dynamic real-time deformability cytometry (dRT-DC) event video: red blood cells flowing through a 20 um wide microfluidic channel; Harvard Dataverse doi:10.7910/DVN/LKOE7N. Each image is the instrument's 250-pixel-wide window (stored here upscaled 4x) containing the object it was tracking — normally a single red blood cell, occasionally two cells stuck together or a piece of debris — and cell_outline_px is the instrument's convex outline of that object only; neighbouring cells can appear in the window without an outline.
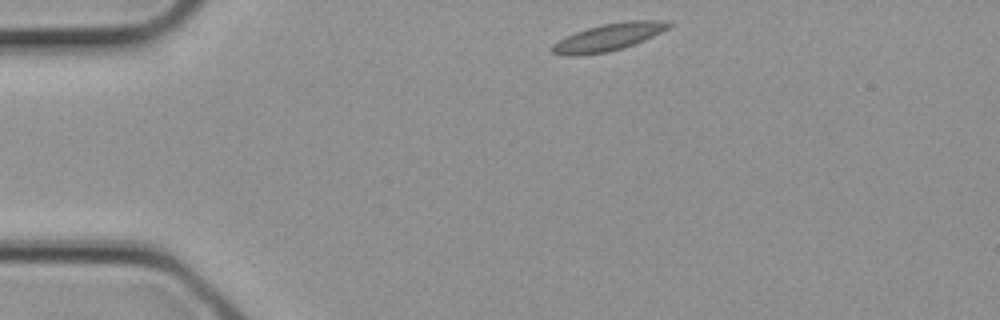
{"species": "common noctule bat (a hibernating species)", "species_latin": "Nyctalus noctula", "temperature_condition": "cold", "stored_images_in_passage": 3, "camera_frame_rate_fps": 3000, "um_per_image_px": 0.085, "animal": {"sex": "female", "body_mass_g": 21.9}, "frame": {"image": 1, "passage_image": 1, "time_ms": 0.0, "image_size_px": [1000, 320], "cell_outline_px": [[676, 24], [644, 40], [624, 48], [608, 52], [576, 56], [564, 56], [552, 52], [552, 44], [576, 32], [600, 24], [628, 20], [668, 20]], "centroid_in_image_um": [51.77, 3.15], "position_along_channel_um": 33.2, "area_um2": 18.61}}